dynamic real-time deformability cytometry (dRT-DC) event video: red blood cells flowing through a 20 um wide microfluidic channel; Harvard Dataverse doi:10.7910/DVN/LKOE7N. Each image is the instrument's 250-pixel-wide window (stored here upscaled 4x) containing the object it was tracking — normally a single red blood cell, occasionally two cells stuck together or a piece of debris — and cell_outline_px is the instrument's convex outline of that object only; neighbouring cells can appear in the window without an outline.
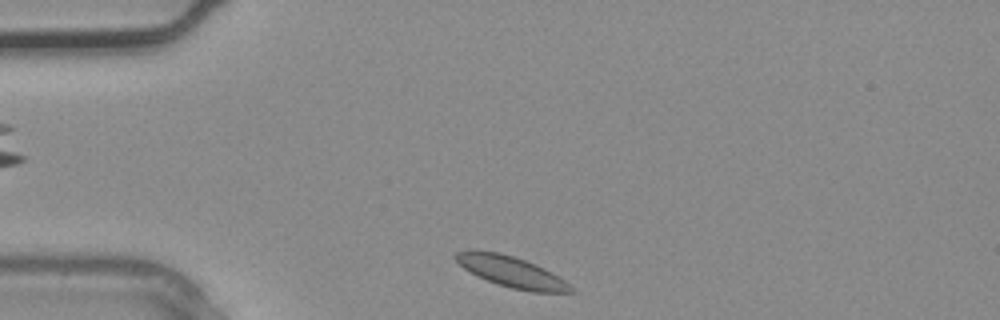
{"species": "common noctule bat (a hibernating species)", "species_latin": "Nyctalus noctula", "temperature_condition": "warm", "stored_images_in_passage": 3, "camera_frame_rate_fps": 3000, "um_per_image_px": 0.085, "animal": {"sex": "male", "body_mass_g": 20.4}, "frame": {"image": 1, "passage_image": 3, "time_ms": 0.667, "image_size_px": [1000, 320], "cell_outline_px": [[576, 292], [532, 292], [512, 288], [496, 284], [476, 276], [464, 268], [452, 256], [456, 252], [468, 248], [500, 252], [536, 264], [552, 272], [564, 280]], "centroid_in_image_um": [43.4, 23.07], "position_along_channel_um": 41.6, "area_um2": 20.92}}